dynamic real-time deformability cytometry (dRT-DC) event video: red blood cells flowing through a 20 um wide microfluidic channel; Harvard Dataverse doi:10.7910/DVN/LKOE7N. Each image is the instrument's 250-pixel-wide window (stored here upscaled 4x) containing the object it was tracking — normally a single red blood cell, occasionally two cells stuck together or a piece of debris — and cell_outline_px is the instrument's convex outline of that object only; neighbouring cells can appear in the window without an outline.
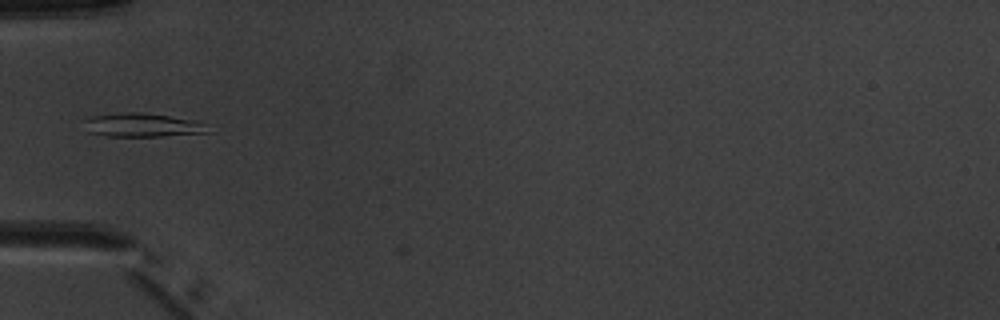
{"species": "common noctule bat (a hibernating species)", "species_latin": "Nyctalus noctula", "temperature_condition": "warm", "stored_images_in_passage": 4, "camera_frame_rate_fps": 3000, "um_per_image_px": 0.085, "animal": {"sex": "male", "body_mass_g": 20.1, "forearm_length_mm": 53.5}, "frame": {"image": 1, "passage_image": 3, "time_ms": 3.333, "image_size_px": [1000, 320], "cell_outline_px": [[212, 132], [160, 136], [108, 136], [88, 132], [84, 120], [92, 116], [128, 112], [144, 112], [200, 120]], "centroid_in_image_um": [12.17, 10.62], "position_along_channel_um": 72.8, "area_um2": 17.17}}